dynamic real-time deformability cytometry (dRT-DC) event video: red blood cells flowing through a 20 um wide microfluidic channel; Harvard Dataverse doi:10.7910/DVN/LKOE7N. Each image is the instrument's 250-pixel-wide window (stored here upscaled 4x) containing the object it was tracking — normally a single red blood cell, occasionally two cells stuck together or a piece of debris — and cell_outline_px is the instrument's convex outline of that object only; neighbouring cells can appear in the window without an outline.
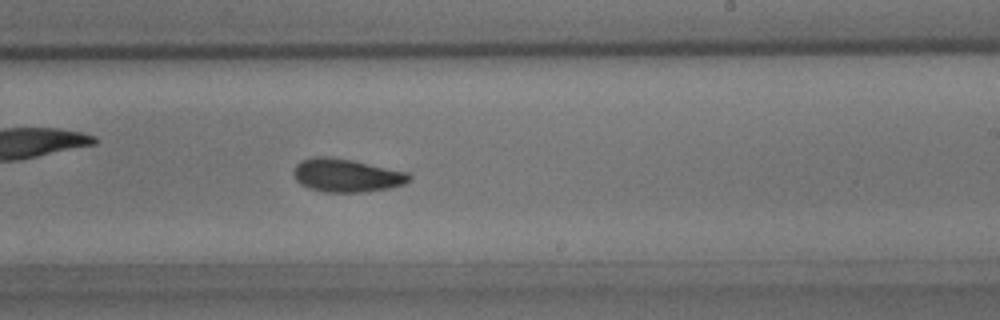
{"species": "common noctule bat (a hibernating species)", "species_latin": "Nyctalus noctula", "temperature_condition": "room temperature", "stored_images_in_passage": 50, "camera_frame_rate_fps": 3000, "um_per_image_px": 0.085, "animal": {"sex": "male", "body_mass_g": 15.6}, "frame": {"image": 1, "passage_image": 29, "time_ms": 9.333, "image_size_px": [1000, 320], "cell_outline_px": [[412, 180], [404, 184], [388, 188], [364, 192], [324, 192], [308, 188], [300, 184], [296, 180], [292, 172], [296, 164], [300, 160], [312, 156], [328, 156], [352, 160], [408, 172], [412, 176]], "centroid_in_image_um": [29.43, 14.9], "position_along_channel_um": 259.6, "area_um2": 22.66}}
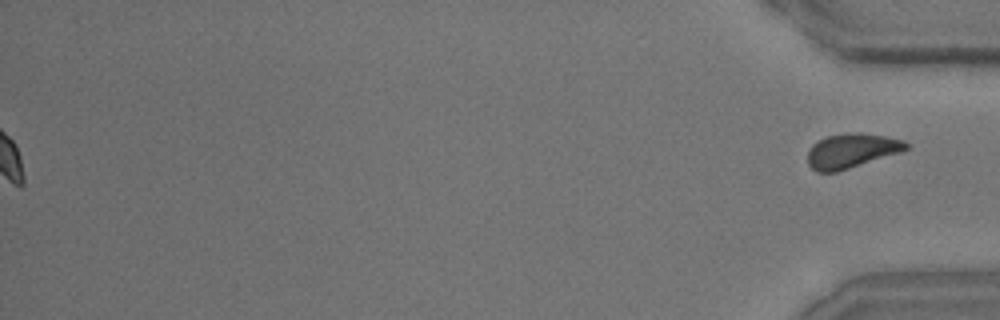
{"frame": {"image": 2, "passage_image": 50, "time_ms": 16.333, "image_size_px": [1000, 320], "cell_outline_px": [[908, 148], [900, 152], [836, 172], [816, 172], [808, 164], [808, 152], [812, 144], [828, 136], [856, 132], [864, 132], [904, 140], [908, 144]], "centroid_in_image_um": [72.37, 12.81], "position_along_channel_um": 362.8, "area_um2": 19.54}, "authors_computed_cell_mechanics": {"area_um2": 21.9351, "velocity_mm_per_s": 4.0474, "shape_relaxation_time_tau1_ms": 3.6692, "shape_relaxation_time_tau2_ms": 1.7392, "deformation_change_tau1": 0.1131, "deformation_change_tau2": 0.0654}}